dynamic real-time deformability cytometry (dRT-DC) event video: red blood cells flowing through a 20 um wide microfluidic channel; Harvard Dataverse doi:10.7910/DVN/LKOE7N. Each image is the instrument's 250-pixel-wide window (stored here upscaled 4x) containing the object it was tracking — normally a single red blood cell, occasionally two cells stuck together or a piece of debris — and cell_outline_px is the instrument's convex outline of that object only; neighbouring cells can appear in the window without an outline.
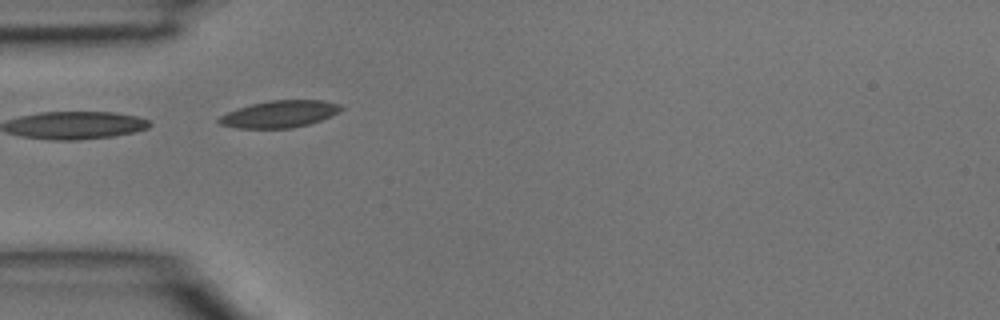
{"species": "common noctule bat (a hibernating species)", "species_latin": "Nyctalus noctula", "temperature_condition": "room temperature", "stored_images_in_passage": 10, "camera_frame_rate_fps": 3000, "um_per_image_px": 0.085, "animal": {"sex": "male", "body_mass_g": 15.6}, "frame": {"image": 1, "passage_image": 2, "time_ms": 0.333, "image_size_px": [1000, 320], "cell_outline_px": [[344, 108], [332, 116], [308, 124], [292, 128], [236, 128], [220, 124], [216, 120], [220, 116], [228, 112], [252, 104], [268, 100], [324, 100], [340, 104]], "centroid_in_image_um": [23.78, 9.69], "position_along_channel_um": 61.2, "area_um2": 19.13}}